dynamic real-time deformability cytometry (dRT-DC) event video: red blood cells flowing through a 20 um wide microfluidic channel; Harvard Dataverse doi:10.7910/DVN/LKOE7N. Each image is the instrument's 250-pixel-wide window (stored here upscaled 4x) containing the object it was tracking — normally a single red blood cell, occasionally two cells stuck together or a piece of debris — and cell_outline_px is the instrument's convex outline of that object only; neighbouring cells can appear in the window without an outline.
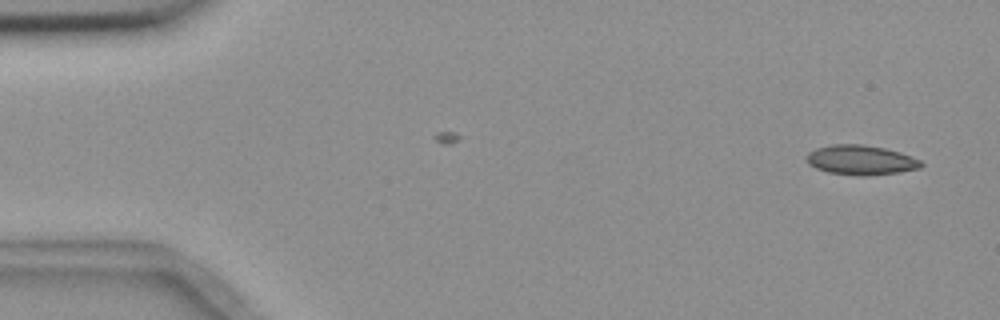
{"species": "common noctule bat (a hibernating species)", "species_latin": "Nyctalus noctula", "temperature_condition": "room temperature", "stored_images_in_passage": 2, "camera_frame_rate_fps": 3000, "um_per_image_px": 0.085, "animal": {"sex": "female", "body_mass_g": 18.4}, "frame": {"image": 1, "passage_image": 2, "time_ms": 1.0, "image_size_px": [1000, 320], "cell_outline_px": [[924, 164], [920, 168], [900, 172], [864, 176], [856, 176], [828, 172], [816, 168], [808, 164], [804, 156], [808, 152], [816, 148], [832, 144], [864, 144], [884, 148], [900, 152], [912, 156], [920, 160]], "centroid_in_image_um": [73.15, 13.6], "position_along_channel_um": 11.8, "area_um2": 20.06}}